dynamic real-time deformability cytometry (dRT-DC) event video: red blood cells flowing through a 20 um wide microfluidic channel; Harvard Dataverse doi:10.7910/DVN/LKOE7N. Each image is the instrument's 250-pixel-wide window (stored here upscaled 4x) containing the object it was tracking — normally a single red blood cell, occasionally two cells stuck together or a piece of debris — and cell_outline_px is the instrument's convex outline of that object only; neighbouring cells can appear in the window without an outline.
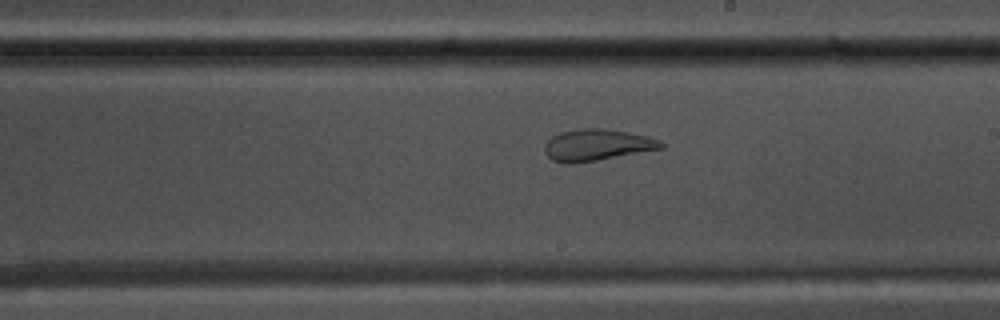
{"species": "common noctule bat (a hibernating species)", "species_latin": "Nyctalus noctula", "temperature_condition": "warm", "stored_images_in_passage": 54, "camera_frame_rate_fps": 3000, "um_per_image_px": 0.085, "animal": {"sex": "male", "body_mass_g": 17.5, "forearm_length_mm": 52.3}, "frame": {"image": 1, "passage_image": 31, "time_ms": 10.0, "image_size_px": [1000, 320], "cell_outline_px": [[664, 148], [596, 160], [568, 164], [564, 164], [552, 160], [544, 152], [544, 148], [548, 140], [552, 136], [560, 132], [576, 128], [608, 128], [648, 136], [660, 140], [664, 144]], "centroid_in_image_um": [50.73, 12.31], "position_along_channel_um": 238.3, "area_um2": 21.5}}
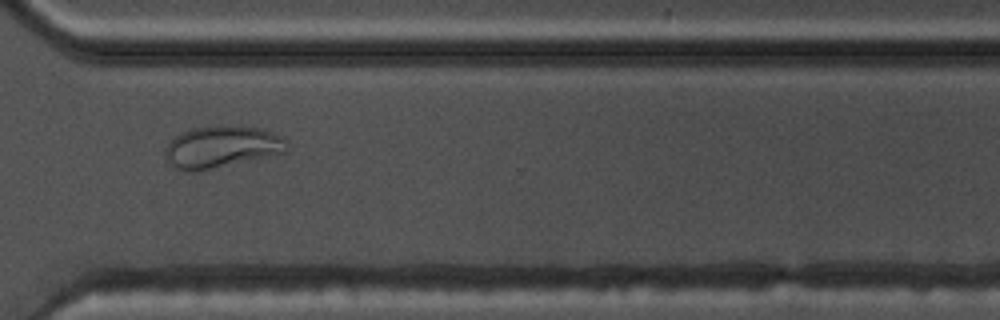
{"frame": {"image": 2, "passage_image": 40, "time_ms": 13.0, "image_size_px": [1000, 320], "cell_outline_px": [[284, 152], [196, 172], [184, 172], [176, 168], [164, 156], [164, 148], [176, 136], [192, 128], [260, 128], [280, 136], [284, 140]], "centroid_in_image_um": [18.74, 12.54], "position_along_channel_um": 351.9, "area_um2": 28.26}}
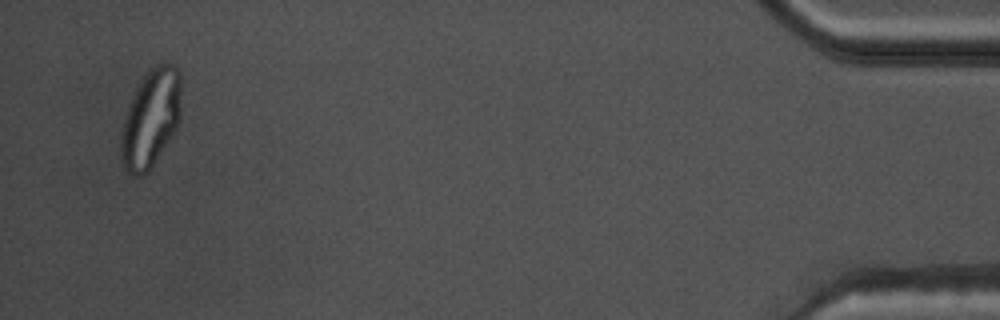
{"frame": {"image": 3, "passage_image": 52, "time_ms": 17.0, "image_size_px": [1000, 320], "cell_outline_px": [[180, 116], [176, 128], [148, 172], [144, 176], [132, 176], [124, 168], [120, 160], [120, 132], [124, 116], [128, 104], [140, 80], [156, 64], [176, 64], [180, 72]], "centroid_in_image_um": [12.78, 10.09], "position_along_channel_um": 422.4, "area_um2": 34.56}}